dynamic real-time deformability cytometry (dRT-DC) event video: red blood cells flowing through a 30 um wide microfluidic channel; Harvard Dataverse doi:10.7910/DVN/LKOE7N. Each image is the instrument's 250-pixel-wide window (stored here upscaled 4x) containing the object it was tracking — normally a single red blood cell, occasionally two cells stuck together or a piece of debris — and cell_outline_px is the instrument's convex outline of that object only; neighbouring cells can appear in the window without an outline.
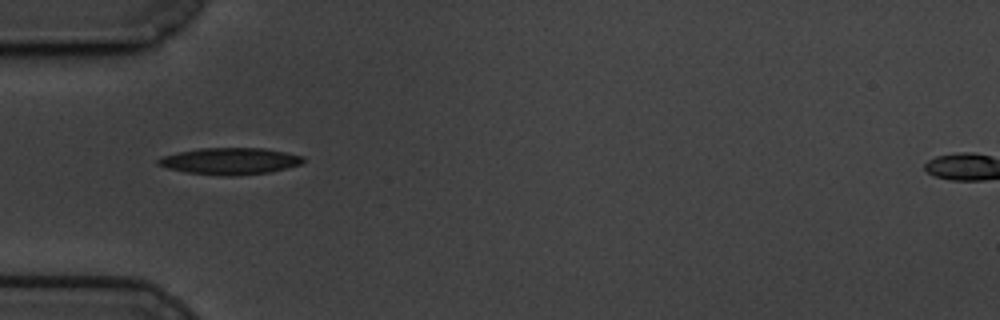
{"species": "common noctule bat (a hibernating species)", "species_latin": "Nyctalus noctula", "temperature_condition": "cold", "stored_images_in_passage": 41, "camera_frame_rate_fps": 3000, "um_per_image_px": 0.085, "animal": {"sex": "male", "body_mass_g": 19.5, "forearm_length_mm": 54.6}, "frame": {"image": 1, "passage_image": 1, "time_ms": 0.0, "image_size_px": [1000, 320], "cell_outline_px": [[304, 160], [300, 164], [288, 168], [268, 172], [232, 176], [224, 176], [188, 172], [168, 168], [156, 164], [156, 160], [160, 156], [176, 152], [200, 148], [264, 148], [304, 156]], "centroid_in_image_um": [19.51, 13.68], "position_along_channel_um": 65.5, "area_um2": 22.54}}
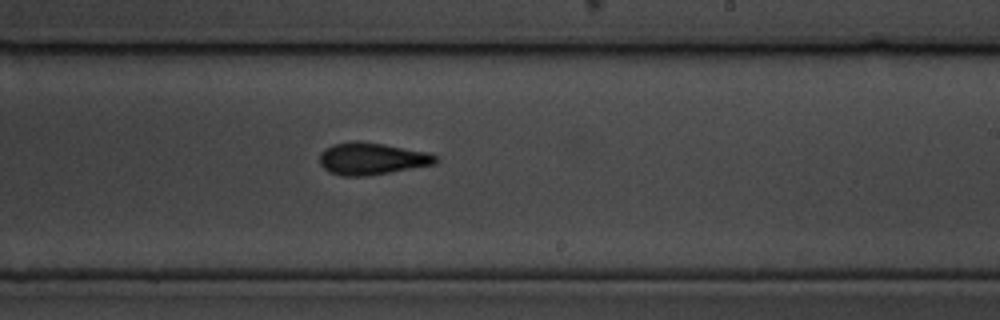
{"frame": {"image": 2, "passage_image": 18, "time_ms": 5.667, "image_size_px": [1000, 320], "cell_outline_px": [[436, 164], [368, 176], [340, 176], [328, 172], [320, 164], [320, 152], [324, 148], [332, 144], [356, 140], [360, 140], [384, 144], [428, 152], [436, 156]], "centroid_in_image_um": [31.56, 13.48], "position_along_channel_um": 257.4, "area_um2": 21.91}}
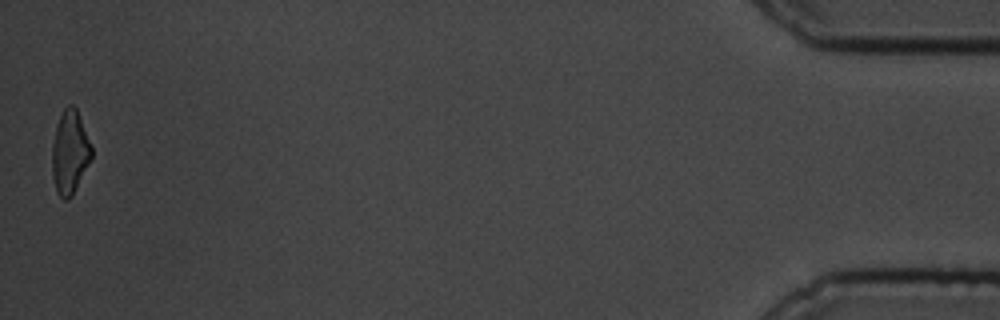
{"frame": {"image": 3, "passage_image": 41, "time_ms": 13.333, "image_size_px": [1000, 320], "cell_outline_px": [[92, 156], [72, 196], [68, 200], [64, 200], [56, 192], [52, 176], [52, 144], [56, 124], [64, 108], [68, 104], [72, 104], [76, 108], [92, 144]], "centroid_in_image_um": [5.93, 12.93], "position_along_channel_um": 429.3, "area_um2": 19.31}, "authors_computed_cell_mechanics": {"area_um2": 21.3282, "velocity_mm_per_s": 3.4094, "shape_relaxation_time_tau1_ms": 4.7034, "shape_relaxation_time_tau2_ms": 3.2957, "deformation_change_tau1": 0.1541, "deformation_change_tau2": 0.1139}}